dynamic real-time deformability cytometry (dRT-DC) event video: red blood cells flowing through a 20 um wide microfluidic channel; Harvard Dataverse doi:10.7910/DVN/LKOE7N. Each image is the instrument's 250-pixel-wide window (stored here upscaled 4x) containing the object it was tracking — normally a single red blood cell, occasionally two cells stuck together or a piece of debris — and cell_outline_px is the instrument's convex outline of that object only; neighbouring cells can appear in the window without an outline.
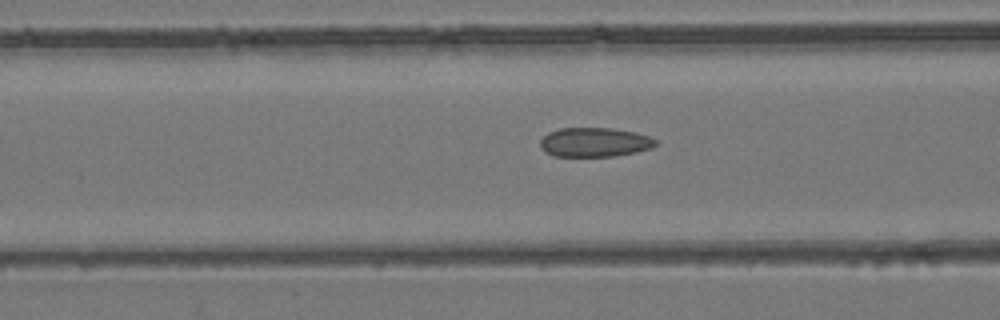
{"species": "common noctule bat (a hibernating species)", "species_latin": "Nyctalus noctula", "temperature_condition": "room temperature", "stored_images_in_passage": 53, "camera_frame_rate_fps": 3000, "um_per_image_px": 0.085, "animal": {"sex": "female", "body_mass_g": 24.6, "forearm_length_mm": 56.2}, "frame": {"image": 1, "passage_image": 21, "time_ms": 6.667, "image_size_px": [1000, 320], "cell_outline_px": [[656, 144], [652, 148], [636, 152], [612, 156], [552, 156], [544, 152], [540, 148], [540, 140], [548, 132], [560, 128], [612, 128], [636, 132], [648, 136], [656, 140]], "centroid_in_image_um": [50.51, 12.09], "position_along_channel_um": 116.1, "area_um2": 19.77}}
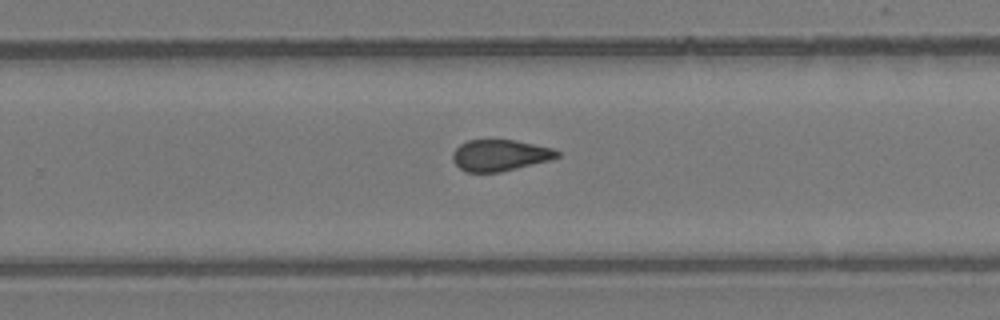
{"frame": {"image": 2, "passage_image": 34, "time_ms": 11.0, "image_size_px": [1000, 320], "cell_outline_px": [[560, 156], [552, 160], [500, 172], [468, 172], [460, 168], [452, 160], [452, 152], [460, 144], [468, 140], [516, 140], [556, 148], [560, 152]], "centroid_in_image_um": [42.54, 13.19], "position_along_channel_um": 287.3, "area_um2": 19.31}}
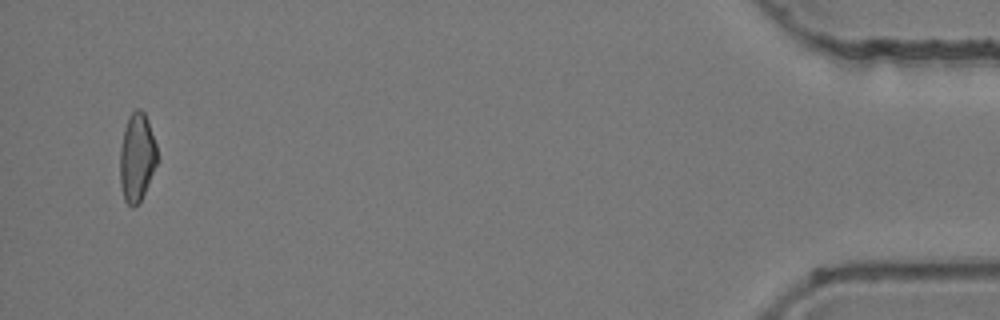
{"frame": {"image": 3, "passage_image": 51, "time_ms": 16.667, "image_size_px": [1000, 320], "cell_outline_px": [[156, 164], [144, 192], [140, 200], [132, 208], [124, 200], [120, 184], [120, 148], [124, 128], [128, 116], [136, 108], [140, 108], [144, 112], [148, 120], [156, 144]], "centroid_in_image_um": [11.61, 13.33], "position_along_channel_um": 423.6, "area_um2": 18.96}, "authors_computed_cell_mechanics": {"area_um2": 20.1144, "velocity_mm_per_s": 3.9591, "shape_relaxation_time_tau1_ms": null, "shape_relaxation_time_tau2_ms": 2.1194, "deformation_change_tau1": null, "deformation_change_tau2": 0.0828}}